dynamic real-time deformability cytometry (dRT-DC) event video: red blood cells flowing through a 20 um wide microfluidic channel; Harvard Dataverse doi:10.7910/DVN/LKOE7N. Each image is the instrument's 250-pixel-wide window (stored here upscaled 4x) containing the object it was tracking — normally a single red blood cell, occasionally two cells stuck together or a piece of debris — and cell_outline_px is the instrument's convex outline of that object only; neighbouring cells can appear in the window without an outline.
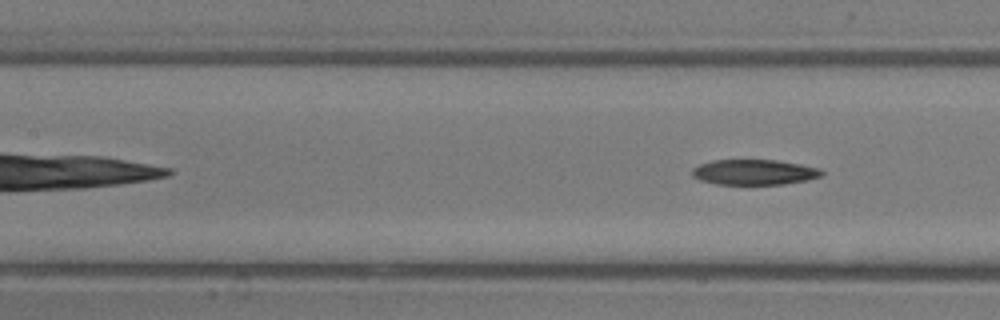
{"species": "common noctule bat (a hibernating species)", "species_latin": "Nyctalus noctula", "temperature_condition": "room temperature", "stored_images_in_passage": 5, "camera_frame_rate_fps": 3000, "um_per_image_px": 0.085, "animal": {"sex": "male", "body_mass_g": 13.3}, "frame": {"image": 1, "passage_image": 5, "time_ms": 5.667, "image_size_px": [1000, 320], "cell_outline_px": [[824, 176], [808, 180], [784, 184], [716, 184], [700, 180], [692, 176], [692, 168], [700, 164], [712, 160], [776, 160], [800, 164], [820, 168], [824, 172]], "centroid_in_image_um": [64.13, 14.63], "position_along_channel_um": 143.3, "area_um2": 19.25}}